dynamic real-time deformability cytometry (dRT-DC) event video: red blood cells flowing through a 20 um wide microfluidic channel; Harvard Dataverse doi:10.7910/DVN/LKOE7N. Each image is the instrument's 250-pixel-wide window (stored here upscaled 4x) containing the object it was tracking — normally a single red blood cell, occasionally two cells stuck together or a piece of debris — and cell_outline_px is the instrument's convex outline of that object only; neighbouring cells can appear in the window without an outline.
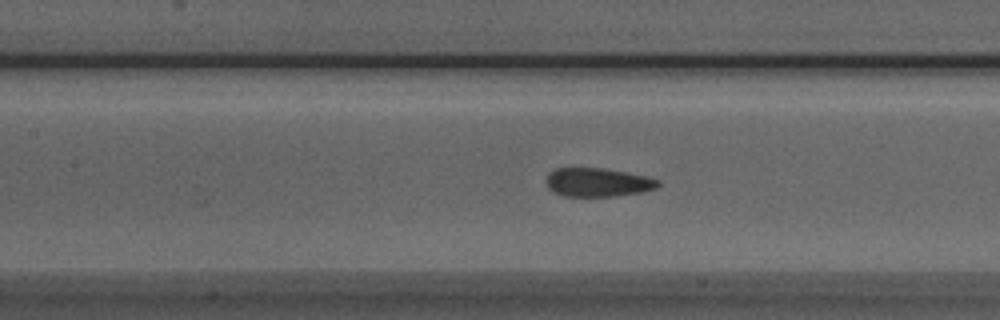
{"species": "Egyptian fruit bat (a non-hibernating species)", "species_latin": "Rousettus aegyptiacus", "temperature_condition": "room temperature", "stored_images_in_passage": 53, "camera_frame_rate_fps": 3000, "um_per_image_px": 0.085, "animal": {"sex": "male"}, "frame": {"image": 1, "passage_image": 23, "time_ms": 7.333, "image_size_px": [1000, 320], "cell_outline_px": [[660, 184], [656, 188], [640, 192], [616, 196], [564, 196], [548, 188], [544, 180], [548, 172], [556, 168], [604, 168], [648, 176], [660, 180]], "centroid_in_image_um": [50.79, 15.49], "position_along_channel_um": 156.6, "area_um2": 18.84}}
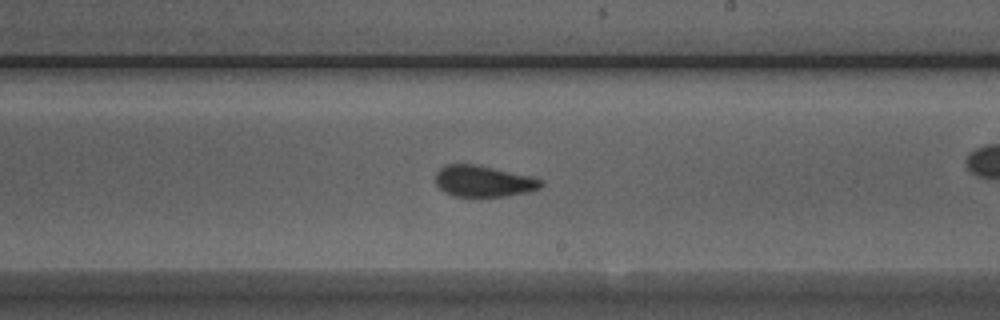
{"frame": {"image": 2, "passage_image": 30, "time_ms": 9.667, "image_size_px": [1000, 320], "cell_outline_px": [[544, 184], [540, 188], [528, 192], [504, 196], [452, 196], [444, 192], [436, 184], [436, 172], [444, 164], [476, 164], [528, 176], [544, 180]], "centroid_in_image_um": [41.07, 15.4], "position_along_channel_um": 247.9, "area_um2": 19.13}}
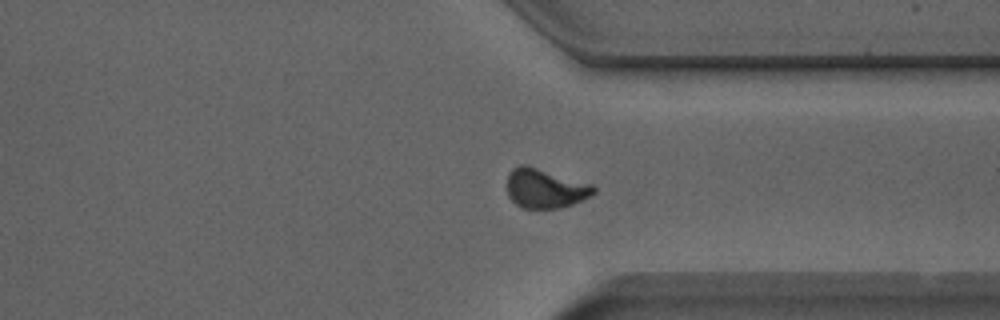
{"frame": {"image": 3, "passage_image": 39, "time_ms": 12.667, "image_size_px": [1000, 320], "cell_outline_px": [[596, 192], [592, 196], [572, 204], [556, 208], [520, 208], [508, 196], [508, 172], [512, 168], [520, 164], [524, 164], [592, 184], [596, 188]], "centroid_in_image_um": [46.33, 16.01], "position_along_channel_um": 365.1, "area_um2": 19.83}, "authors_computed_cell_mechanics": {"area_um2": 19.5364, "velocity_mm_per_s": 3.929, "shape_relaxation_time_tau1_ms": 9.3167, "shape_relaxation_time_tau2_ms": 1.1813, "deformation_change_tau1": 0.1726, "deformation_change_tau2": 0.0526}}